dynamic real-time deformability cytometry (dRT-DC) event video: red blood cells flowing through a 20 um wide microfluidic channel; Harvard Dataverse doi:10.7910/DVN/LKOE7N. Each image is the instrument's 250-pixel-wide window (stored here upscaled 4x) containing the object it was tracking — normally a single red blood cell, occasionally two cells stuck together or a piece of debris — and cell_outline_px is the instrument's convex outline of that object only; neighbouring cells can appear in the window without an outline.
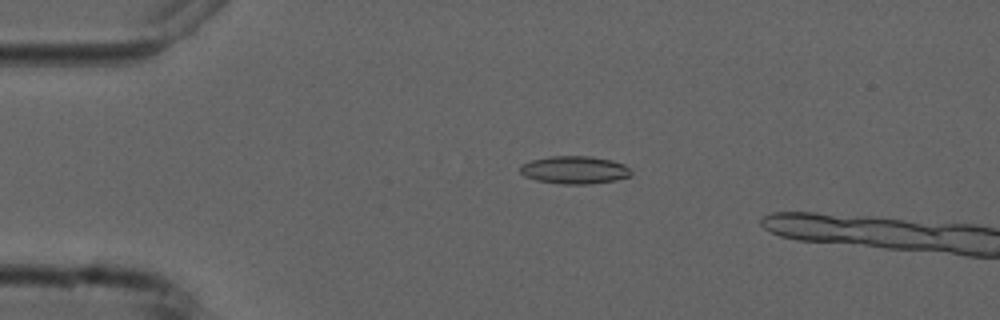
{"species": "common noctule bat (a hibernating species)", "species_latin": "Nyctalus noctula", "temperature_condition": "cold", "stored_images_in_passage": 5, "camera_frame_rate_fps": 3000, "um_per_image_px": 0.085, "animal": {"sex": "male", "forearm_length_mm": 52.5}, "frame": {"image": 1, "passage_image": 4, "time_ms": 3.333, "image_size_px": [1000, 320], "cell_outline_px": [[632, 176], [616, 180], [588, 184], [560, 184], [536, 180], [524, 176], [520, 172], [520, 164], [532, 160], [548, 156], [592, 156], [612, 160], [624, 164], [632, 172]], "centroid_in_image_um": [48.83, 14.44], "position_along_channel_um": 36.2, "area_um2": 18.15}}